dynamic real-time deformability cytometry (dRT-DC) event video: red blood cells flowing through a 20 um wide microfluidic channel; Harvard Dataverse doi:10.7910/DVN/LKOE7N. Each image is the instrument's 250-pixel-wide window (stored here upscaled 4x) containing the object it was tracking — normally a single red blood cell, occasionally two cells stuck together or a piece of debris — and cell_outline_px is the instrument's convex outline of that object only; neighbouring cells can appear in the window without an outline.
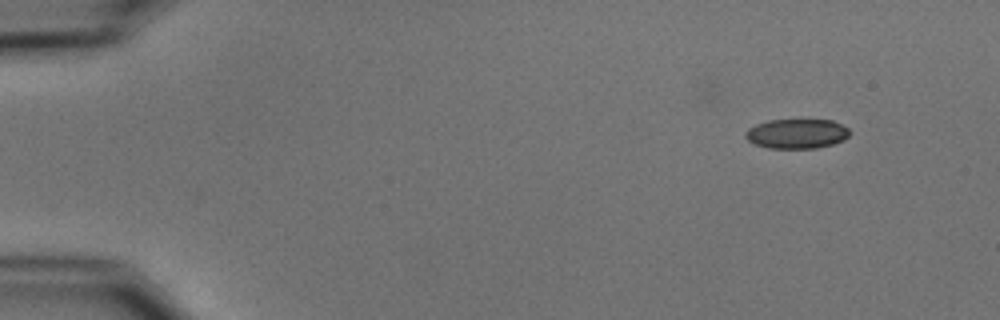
{"species": "common noctule bat (a hibernating species)", "species_latin": "Nyctalus noctula", "temperature_condition": "cold", "stored_images_in_passage": 3, "camera_frame_rate_fps": 3000, "um_per_image_px": 0.085, "animal": {"sex": "male", "body_mass_g": 15.6}, "frame": {"image": 1, "passage_image": 3, "time_ms": 2.333, "image_size_px": [1000, 320], "cell_outline_px": [[848, 136], [844, 140], [832, 144], [816, 148], [768, 148], [756, 144], [748, 140], [744, 136], [744, 132], [748, 128], [756, 124], [768, 120], [832, 120], [848, 128]], "centroid_in_image_um": [67.69, 11.36], "position_along_channel_um": 17.3, "area_um2": 17.92}}